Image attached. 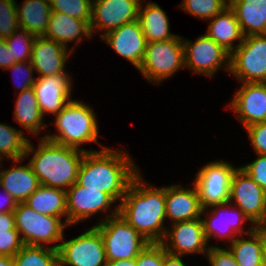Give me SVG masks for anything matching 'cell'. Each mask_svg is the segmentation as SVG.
<instances>
[{"instance_id": "33", "label": "cell", "mask_w": 266, "mask_h": 266, "mask_svg": "<svg viewBox=\"0 0 266 266\" xmlns=\"http://www.w3.org/2000/svg\"><path fill=\"white\" fill-rule=\"evenodd\" d=\"M35 39V35L22 28H18L11 36L5 39L12 53V65L31 60L32 47Z\"/></svg>"}, {"instance_id": "50", "label": "cell", "mask_w": 266, "mask_h": 266, "mask_svg": "<svg viewBox=\"0 0 266 266\" xmlns=\"http://www.w3.org/2000/svg\"><path fill=\"white\" fill-rule=\"evenodd\" d=\"M223 1L227 4V6H229L235 0H223Z\"/></svg>"}, {"instance_id": "8", "label": "cell", "mask_w": 266, "mask_h": 266, "mask_svg": "<svg viewBox=\"0 0 266 266\" xmlns=\"http://www.w3.org/2000/svg\"><path fill=\"white\" fill-rule=\"evenodd\" d=\"M241 83H266V35H250L230 54V71Z\"/></svg>"}, {"instance_id": "22", "label": "cell", "mask_w": 266, "mask_h": 266, "mask_svg": "<svg viewBox=\"0 0 266 266\" xmlns=\"http://www.w3.org/2000/svg\"><path fill=\"white\" fill-rule=\"evenodd\" d=\"M42 37L54 40L65 47H68L69 42L76 40L74 46L77 47L84 37L91 39L93 35L87 21L52 11L45 34Z\"/></svg>"}, {"instance_id": "14", "label": "cell", "mask_w": 266, "mask_h": 266, "mask_svg": "<svg viewBox=\"0 0 266 266\" xmlns=\"http://www.w3.org/2000/svg\"><path fill=\"white\" fill-rule=\"evenodd\" d=\"M143 0H92V20L90 28L93 33H106L123 24L138 19L139 7Z\"/></svg>"}, {"instance_id": "39", "label": "cell", "mask_w": 266, "mask_h": 266, "mask_svg": "<svg viewBox=\"0 0 266 266\" xmlns=\"http://www.w3.org/2000/svg\"><path fill=\"white\" fill-rule=\"evenodd\" d=\"M23 245L19 231L16 228L0 233V256L14 257Z\"/></svg>"}, {"instance_id": "7", "label": "cell", "mask_w": 266, "mask_h": 266, "mask_svg": "<svg viewBox=\"0 0 266 266\" xmlns=\"http://www.w3.org/2000/svg\"><path fill=\"white\" fill-rule=\"evenodd\" d=\"M15 226L23 244L44 246L62 241L65 221L55 216L37 213L24 203H17L14 210Z\"/></svg>"}, {"instance_id": "36", "label": "cell", "mask_w": 266, "mask_h": 266, "mask_svg": "<svg viewBox=\"0 0 266 266\" xmlns=\"http://www.w3.org/2000/svg\"><path fill=\"white\" fill-rule=\"evenodd\" d=\"M19 28L15 0H0V38L6 39Z\"/></svg>"}, {"instance_id": "19", "label": "cell", "mask_w": 266, "mask_h": 266, "mask_svg": "<svg viewBox=\"0 0 266 266\" xmlns=\"http://www.w3.org/2000/svg\"><path fill=\"white\" fill-rule=\"evenodd\" d=\"M71 76L68 74H56L46 77H37L33 85L36 93L39 109L44 114L57 115L70 101H72Z\"/></svg>"}, {"instance_id": "43", "label": "cell", "mask_w": 266, "mask_h": 266, "mask_svg": "<svg viewBox=\"0 0 266 266\" xmlns=\"http://www.w3.org/2000/svg\"><path fill=\"white\" fill-rule=\"evenodd\" d=\"M12 66V53L9 50L5 39L0 38V68L3 70Z\"/></svg>"}, {"instance_id": "12", "label": "cell", "mask_w": 266, "mask_h": 266, "mask_svg": "<svg viewBox=\"0 0 266 266\" xmlns=\"http://www.w3.org/2000/svg\"><path fill=\"white\" fill-rule=\"evenodd\" d=\"M185 68L192 72L212 77L218 69L230 71V53L204 34L195 42L183 38Z\"/></svg>"}, {"instance_id": "18", "label": "cell", "mask_w": 266, "mask_h": 266, "mask_svg": "<svg viewBox=\"0 0 266 266\" xmlns=\"http://www.w3.org/2000/svg\"><path fill=\"white\" fill-rule=\"evenodd\" d=\"M101 41L112 47L121 57L127 59L136 69L140 67L147 42L138 19L106 33L101 36Z\"/></svg>"}, {"instance_id": "25", "label": "cell", "mask_w": 266, "mask_h": 266, "mask_svg": "<svg viewBox=\"0 0 266 266\" xmlns=\"http://www.w3.org/2000/svg\"><path fill=\"white\" fill-rule=\"evenodd\" d=\"M229 7L235 13L244 37L265 35L266 0H235Z\"/></svg>"}, {"instance_id": "2", "label": "cell", "mask_w": 266, "mask_h": 266, "mask_svg": "<svg viewBox=\"0 0 266 266\" xmlns=\"http://www.w3.org/2000/svg\"><path fill=\"white\" fill-rule=\"evenodd\" d=\"M118 214L148 242L161 243L165 237V186H150L139 173L119 201ZM164 225V226H163Z\"/></svg>"}, {"instance_id": "31", "label": "cell", "mask_w": 266, "mask_h": 266, "mask_svg": "<svg viewBox=\"0 0 266 266\" xmlns=\"http://www.w3.org/2000/svg\"><path fill=\"white\" fill-rule=\"evenodd\" d=\"M59 245L45 247L24 244L13 257L14 266H59Z\"/></svg>"}, {"instance_id": "24", "label": "cell", "mask_w": 266, "mask_h": 266, "mask_svg": "<svg viewBox=\"0 0 266 266\" xmlns=\"http://www.w3.org/2000/svg\"><path fill=\"white\" fill-rule=\"evenodd\" d=\"M206 32L211 39L221 45L230 54L243 42L244 35L233 10L227 6L220 13L209 19ZM238 41V44H234Z\"/></svg>"}, {"instance_id": "20", "label": "cell", "mask_w": 266, "mask_h": 266, "mask_svg": "<svg viewBox=\"0 0 266 266\" xmlns=\"http://www.w3.org/2000/svg\"><path fill=\"white\" fill-rule=\"evenodd\" d=\"M70 49L68 51L67 47L54 40L36 37L32 47L31 64L39 77L68 74L64 67L76 48L73 46Z\"/></svg>"}, {"instance_id": "37", "label": "cell", "mask_w": 266, "mask_h": 266, "mask_svg": "<svg viewBox=\"0 0 266 266\" xmlns=\"http://www.w3.org/2000/svg\"><path fill=\"white\" fill-rule=\"evenodd\" d=\"M9 69L13 71V74L15 76L13 77V80H16L17 82L21 80L19 83H17L15 87L18 90H20V92L33 87V85L35 84L37 80V77L33 76L34 68L31 64V61L14 63L7 70ZM21 74H23L24 76L23 75L21 76Z\"/></svg>"}, {"instance_id": "40", "label": "cell", "mask_w": 266, "mask_h": 266, "mask_svg": "<svg viewBox=\"0 0 266 266\" xmlns=\"http://www.w3.org/2000/svg\"><path fill=\"white\" fill-rule=\"evenodd\" d=\"M266 192V155L257 154V159L240 167Z\"/></svg>"}, {"instance_id": "9", "label": "cell", "mask_w": 266, "mask_h": 266, "mask_svg": "<svg viewBox=\"0 0 266 266\" xmlns=\"http://www.w3.org/2000/svg\"><path fill=\"white\" fill-rule=\"evenodd\" d=\"M62 241L57 249L59 266H106L104 241L95 226L69 241L63 236Z\"/></svg>"}, {"instance_id": "16", "label": "cell", "mask_w": 266, "mask_h": 266, "mask_svg": "<svg viewBox=\"0 0 266 266\" xmlns=\"http://www.w3.org/2000/svg\"><path fill=\"white\" fill-rule=\"evenodd\" d=\"M67 225L71 226L108 209L116 202L102 191L86 189L76 182L66 190Z\"/></svg>"}, {"instance_id": "47", "label": "cell", "mask_w": 266, "mask_h": 266, "mask_svg": "<svg viewBox=\"0 0 266 266\" xmlns=\"http://www.w3.org/2000/svg\"><path fill=\"white\" fill-rule=\"evenodd\" d=\"M106 266H136V258L107 261Z\"/></svg>"}, {"instance_id": "4", "label": "cell", "mask_w": 266, "mask_h": 266, "mask_svg": "<svg viewBox=\"0 0 266 266\" xmlns=\"http://www.w3.org/2000/svg\"><path fill=\"white\" fill-rule=\"evenodd\" d=\"M55 116V123H51L56 127V134H47L43 138L86 152L95 151L81 148V144L87 142L98 143L102 149L106 147L97 140L98 122L89 105L79 100H72Z\"/></svg>"}, {"instance_id": "21", "label": "cell", "mask_w": 266, "mask_h": 266, "mask_svg": "<svg viewBox=\"0 0 266 266\" xmlns=\"http://www.w3.org/2000/svg\"><path fill=\"white\" fill-rule=\"evenodd\" d=\"M166 219L174 223L201 218L198 190L193 183V189H185L180 185L165 187Z\"/></svg>"}, {"instance_id": "32", "label": "cell", "mask_w": 266, "mask_h": 266, "mask_svg": "<svg viewBox=\"0 0 266 266\" xmlns=\"http://www.w3.org/2000/svg\"><path fill=\"white\" fill-rule=\"evenodd\" d=\"M28 143L21 129L0 123V161L5 157L10 161L24 159Z\"/></svg>"}, {"instance_id": "6", "label": "cell", "mask_w": 266, "mask_h": 266, "mask_svg": "<svg viewBox=\"0 0 266 266\" xmlns=\"http://www.w3.org/2000/svg\"><path fill=\"white\" fill-rule=\"evenodd\" d=\"M179 68H185V58L183 39L177 35L171 40L148 42L138 70L150 83L158 85Z\"/></svg>"}, {"instance_id": "35", "label": "cell", "mask_w": 266, "mask_h": 266, "mask_svg": "<svg viewBox=\"0 0 266 266\" xmlns=\"http://www.w3.org/2000/svg\"><path fill=\"white\" fill-rule=\"evenodd\" d=\"M52 11H58L89 24L92 20V0H49Z\"/></svg>"}, {"instance_id": "28", "label": "cell", "mask_w": 266, "mask_h": 266, "mask_svg": "<svg viewBox=\"0 0 266 266\" xmlns=\"http://www.w3.org/2000/svg\"><path fill=\"white\" fill-rule=\"evenodd\" d=\"M14 108V120L27 129L28 133L38 135L43 128H48L46 123H43V115L33 87L18 92Z\"/></svg>"}, {"instance_id": "11", "label": "cell", "mask_w": 266, "mask_h": 266, "mask_svg": "<svg viewBox=\"0 0 266 266\" xmlns=\"http://www.w3.org/2000/svg\"><path fill=\"white\" fill-rule=\"evenodd\" d=\"M237 167L226 161H212L196 173L195 184L202 209L229 201L230 183Z\"/></svg>"}, {"instance_id": "10", "label": "cell", "mask_w": 266, "mask_h": 266, "mask_svg": "<svg viewBox=\"0 0 266 266\" xmlns=\"http://www.w3.org/2000/svg\"><path fill=\"white\" fill-rule=\"evenodd\" d=\"M228 202H235L256 228L266 227V192L240 167L232 175Z\"/></svg>"}, {"instance_id": "49", "label": "cell", "mask_w": 266, "mask_h": 266, "mask_svg": "<svg viewBox=\"0 0 266 266\" xmlns=\"http://www.w3.org/2000/svg\"><path fill=\"white\" fill-rule=\"evenodd\" d=\"M0 266H14V259L10 256H0Z\"/></svg>"}, {"instance_id": "41", "label": "cell", "mask_w": 266, "mask_h": 266, "mask_svg": "<svg viewBox=\"0 0 266 266\" xmlns=\"http://www.w3.org/2000/svg\"><path fill=\"white\" fill-rule=\"evenodd\" d=\"M256 154L266 155V121L245 128Z\"/></svg>"}, {"instance_id": "42", "label": "cell", "mask_w": 266, "mask_h": 266, "mask_svg": "<svg viewBox=\"0 0 266 266\" xmlns=\"http://www.w3.org/2000/svg\"><path fill=\"white\" fill-rule=\"evenodd\" d=\"M211 266H239L229 249L211 246L206 254Z\"/></svg>"}, {"instance_id": "38", "label": "cell", "mask_w": 266, "mask_h": 266, "mask_svg": "<svg viewBox=\"0 0 266 266\" xmlns=\"http://www.w3.org/2000/svg\"><path fill=\"white\" fill-rule=\"evenodd\" d=\"M136 266H163V245L148 244L136 257Z\"/></svg>"}, {"instance_id": "1", "label": "cell", "mask_w": 266, "mask_h": 266, "mask_svg": "<svg viewBox=\"0 0 266 266\" xmlns=\"http://www.w3.org/2000/svg\"><path fill=\"white\" fill-rule=\"evenodd\" d=\"M126 151L105 147L85 152L76 183L86 189L107 193L115 202L124 197L133 179L140 173Z\"/></svg>"}, {"instance_id": "48", "label": "cell", "mask_w": 266, "mask_h": 266, "mask_svg": "<svg viewBox=\"0 0 266 266\" xmlns=\"http://www.w3.org/2000/svg\"><path fill=\"white\" fill-rule=\"evenodd\" d=\"M262 264L266 266V227H262Z\"/></svg>"}, {"instance_id": "29", "label": "cell", "mask_w": 266, "mask_h": 266, "mask_svg": "<svg viewBox=\"0 0 266 266\" xmlns=\"http://www.w3.org/2000/svg\"><path fill=\"white\" fill-rule=\"evenodd\" d=\"M66 191L62 189L47 187L40 185L39 188L30 195L24 204L33 209L37 213L64 218L67 224V212H66Z\"/></svg>"}, {"instance_id": "30", "label": "cell", "mask_w": 266, "mask_h": 266, "mask_svg": "<svg viewBox=\"0 0 266 266\" xmlns=\"http://www.w3.org/2000/svg\"><path fill=\"white\" fill-rule=\"evenodd\" d=\"M247 238H235L226 245L239 266H263L262 264V228H255Z\"/></svg>"}, {"instance_id": "17", "label": "cell", "mask_w": 266, "mask_h": 266, "mask_svg": "<svg viewBox=\"0 0 266 266\" xmlns=\"http://www.w3.org/2000/svg\"><path fill=\"white\" fill-rule=\"evenodd\" d=\"M228 109L235 112V116L249 127L266 121V83H241Z\"/></svg>"}, {"instance_id": "45", "label": "cell", "mask_w": 266, "mask_h": 266, "mask_svg": "<svg viewBox=\"0 0 266 266\" xmlns=\"http://www.w3.org/2000/svg\"><path fill=\"white\" fill-rule=\"evenodd\" d=\"M163 266H186L182 256L168 253L163 247Z\"/></svg>"}, {"instance_id": "15", "label": "cell", "mask_w": 266, "mask_h": 266, "mask_svg": "<svg viewBox=\"0 0 266 266\" xmlns=\"http://www.w3.org/2000/svg\"><path fill=\"white\" fill-rule=\"evenodd\" d=\"M167 228L161 244L168 253L183 256L186 254H207V239L204 234L202 217L171 224ZM169 241V242H168Z\"/></svg>"}, {"instance_id": "34", "label": "cell", "mask_w": 266, "mask_h": 266, "mask_svg": "<svg viewBox=\"0 0 266 266\" xmlns=\"http://www.w3.org/2000/svg\"><path fill=\"white\" fill-rule=\"evenodd\" d=\"M226 7L223 0H183L180 4L185 12L204 20L212 19Z\"/></svg>"}, {"instance_id": "44", "label": "cell", "mask_w": 266, "mask_h": 266, "mask_svg": "<svg viewBox=\"0 0 266 266\" xmlns=\"http://www.w3.org/2000/svg\"><path fill=\"white\" fill-rule=\"evenodd\" d=\"M15 217L13 212H6L0 214V233L14 230Z\"/></svg>"}, {"instance_id": "26", "label": "cell", "mask_w": 266, "mask_h": 266, "mask_svg": "<svg viewBox=\"0 0 266 266\" xmlns=\"http://www.w3.org/2000/svg\"><path fill=\"white\" fill-rule=\"evenodd\" d=\"M138 20L146 42L165 41L174 39L177 35L169 31V19L164 10L154 2L140 4Z\"/></svg>"}, {"instance_id": "23", "label": "cell", "mask_w": 266, "mask_h": 266, "mask_svg": "<svg viewBox=\"0 0 266 266\" xmlns=\"http://www.w3.org/2000/svg\"><path fill=\"white\" fill-rule=\"evenodd\" d=\"M23 160L13 161L15 162L13 168L0 170V187L10 194L17 203H24L40 186L38 177L29 163L16 166Z\"/></svg>"}, {"instance_id": "5", "label": "cell", "mask_w": 266, "mask_h": 266, "mask_svg": "<svg viewBox=\"0 0 266 266\" xmlns=\"http://www.w3.org/2000/svg\"><path fill=\"white\" fill-rule=\"evenodd\" d=\"M106 216L94 226L102 235L107 261L134 259L150 244L118 214V206Z\"/></svg>"}, {"instance_id": "46", "label": "cell", "mask_w": 266, "mask_h": 266, "mask_svg": "<svg viewBox=\"0 0 266 266\" xmlns=\"http://www.w3.org/2000/svg\"><path fill=\"white\" fill-rule=\"evenodd\" d=\"M4 191V199L0 200V214L6 212H14L17 202L14 198L8 194L5 190ZM5 205V207H3Z\"/></svg>"}, {"instance_id": "13", "label": "cell", "mask_w": 266, "mask_h": 266, "mask_svg": "<svg viewBox=\"0 0 266 266\" xmlns=\"http://www.w3.org/2000/svg\"><path fill=\"white\" fill-rule=\"evenodd\" d=\"M233 206L234 204L227 202L221 205L210 206L212 209H202L201 215L209 214L210 212V216L206 214L207 218H202L207 242L214 236L218 240L223 237L224 239H229L231 243L237 236H243V234L247 236L256 228L252 225L248 230L245 229L244 231V222L249 219L238 207Z\"/></svg>"}, {"instance_id": "27", "label": "cell", "mask_w": 266, "mask_h": 266, "mask_svg": "<svg viewBox=\"0 0 266 266\" xmlns=\"http://www.w3.org/2000/svg\"><path fill=\"white\" fill-rule=\"evenodd\" d=\"M21 4H17L19 28L26 29L36 37H42L52 13L50 1L24 0Z\"/></svg>"}, {"instance_id": "3", "label": "cell", "mask_w": 266, "mask_h": 266, "mask_svg": "<svg viewBox=\"0 0 266 266\" xmlns=\"http://www.w3.org/2000/svg\"><path fill=\"white\" fill-rule=\"evenodd\" d=\"M38 148L28 143L24 159L32 155L29 164L40 185L68 190L77 180L86 151L58 144L40 137Z\"/></svg>"}]
</instances>
